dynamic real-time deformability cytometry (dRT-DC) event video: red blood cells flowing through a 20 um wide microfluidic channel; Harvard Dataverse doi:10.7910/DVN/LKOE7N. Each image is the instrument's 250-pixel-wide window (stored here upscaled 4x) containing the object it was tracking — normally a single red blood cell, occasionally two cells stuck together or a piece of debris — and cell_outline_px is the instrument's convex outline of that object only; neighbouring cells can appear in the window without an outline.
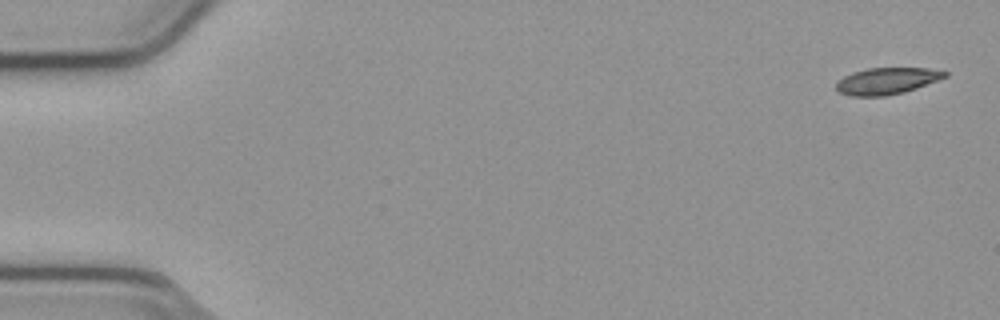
{"species": "common noctule bat (a hibernating species)", "species_latin": "Nyctalus noctula", "temperature_condition": "cold", "stored_images_in_passage": 44, "camera_frame_rate_fps": 3000, "um_per_image_px": 0.085, "animal": {"sex": "male", "body_mass_g": 23.1, "forearm_length_mm": 52.7}, "frame": {"image": 1, "passage_image": 1, "time_ms": 0.0, "image_size_px": [1000, 320], "cell_outline_px": [[948, 76], [916, 88], [904, 92], [884, 96], [848, 96], [836, 92], [836, 80], [852, 72], [868, 68], [928, 68], [948, 72]], "centroid_in_image_um": [75.32, 6.88], "position_along_channel_um": 9.7, "area_um2": 16.99}}
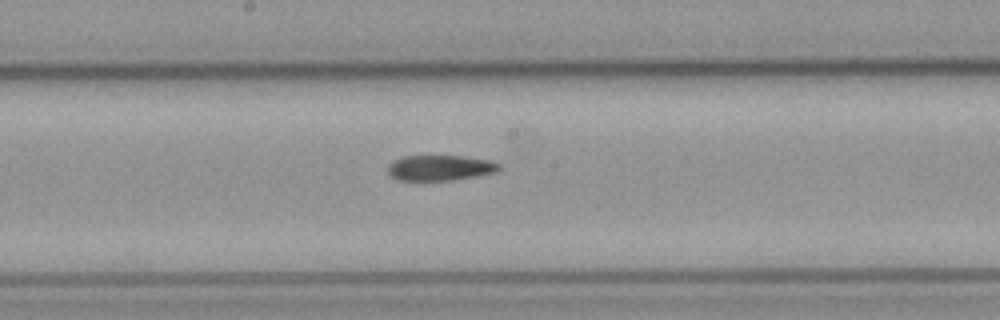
{"frame": {"image": 2, "passage_image": 19, "time_ms": 6.0, "image_size_px": [1000, 320], "cell_outline_px": [[500, 168], [496, 172], [476, 176], [448, 180], [396, 180], [388, 172], [388, 164], [392, 160], [404, 156], [464, 156], [492, 160], [500, 164]], "centroid_in_image_um": [37.4, 14.25], "position_along_channel_um": 210.8, "area_um2": 16.53}}
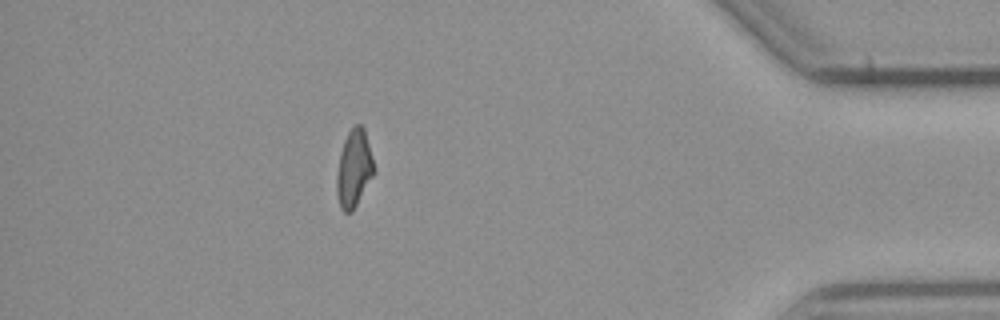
{"frame": {"image": 3, "passage_image": 38, "time_ms": 12.333, "image_size_px": [1000, 320], "cell_outline_px": [[372, 176], [352, 212], [344, 212], [340, 208], [336, 192], [336, 172], [340, 152], [344, 140], [348, 132], [356, 124], [360, 124], [364, 128], [372, 160]], "centroid_in_image_um": [30.03, 14.34], "position_along_channel_um": 405.2, "area_um2": 16.36}, "authors_computed_cell_mechanics": {"area_um2": 17.2533, "velocity_mm_per_s": 3.8239, "shape_relaxation_time_tau1_ms": null, "shape_relaxation_time_tau2_ms": 10.8728, "deformation_change_tau1": null, "deformation_change_tau2": 0.2273}}